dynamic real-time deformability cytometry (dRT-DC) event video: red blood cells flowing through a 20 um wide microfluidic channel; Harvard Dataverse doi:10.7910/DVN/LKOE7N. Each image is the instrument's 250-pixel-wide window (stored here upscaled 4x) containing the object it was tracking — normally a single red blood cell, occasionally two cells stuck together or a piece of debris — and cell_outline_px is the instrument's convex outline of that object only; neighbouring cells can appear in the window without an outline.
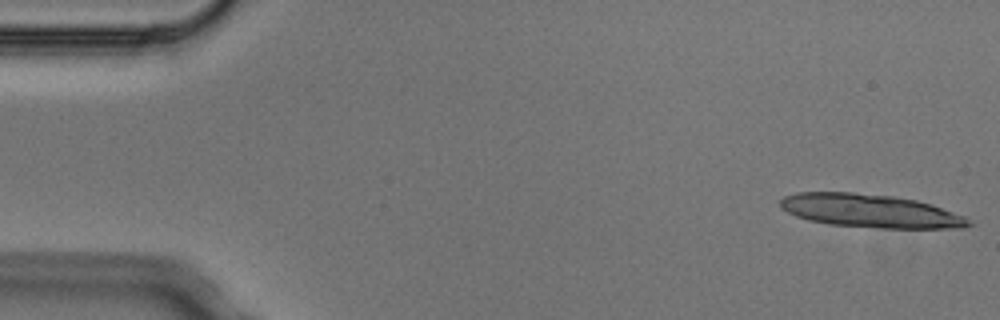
{"species": "Egyptian fruit bat (a non-hibernating species)", "species_latin": "Rousettus aegyptiacus", "temperature_condition": "cold", "stored_images_in_passage": 5, "segment_of_instrument_passage": [1, 2], "camera_frame_rate_fps": 3000, "um_per_image_px": 0.085, "animal": {"sex": "male"}, "frame": {"image": 1, "passage_image": 1, "time_ms": 0.0, "image_size_px": [1000, 320], "cell_outline_px": [[972, 224], [964, 228], [880, 228], [828, 224], [808, 220], [796, 216], [780, 208], [780, 200], [784, 196], [796, 192], [852, 192], [892, 196], [916, 200], [932, 204], [964, 216]], "centroid_in_image_um": [73.95, 17.92], "position_along_channel_um": 11.1, "area_um2": 36.59}}